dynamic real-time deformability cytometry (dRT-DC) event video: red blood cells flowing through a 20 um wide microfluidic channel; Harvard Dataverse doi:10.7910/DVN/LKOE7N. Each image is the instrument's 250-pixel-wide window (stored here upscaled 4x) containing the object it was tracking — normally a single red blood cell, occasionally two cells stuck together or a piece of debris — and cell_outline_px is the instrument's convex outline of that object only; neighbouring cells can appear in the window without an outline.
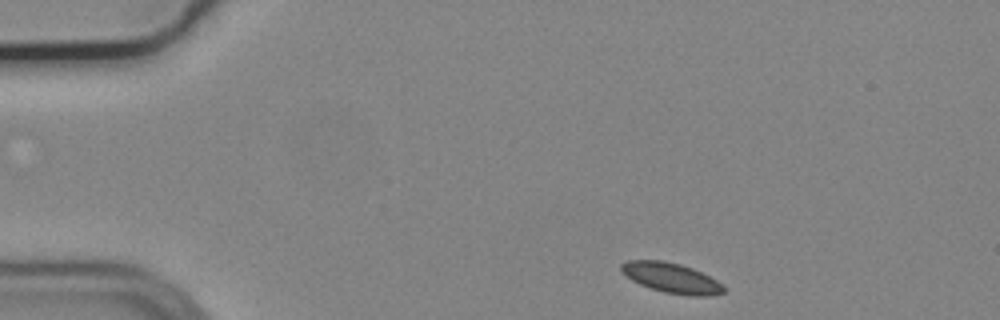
{"species": "common noctule bat (a hibernating species)", "species_latin": "Nyctalus noctula", "temperature_condition": "cold", "stored_images_in_passage": 48, "camera_frame_rate_fps": 3000, "um_per_image_px": 0.085, "animal": {"sex": "male", "body_mass_g": 19.2, "forearm_length_mm": 51.8}, "frame": {"image": 1, "passage_image": 1, "time_ms": 0.0, "image_size_px": [1000, 320], "cell_outline_px": [[728, 288], [724, 292], [708, 296], [688, 296], [664, 292], [640, 284], [632, 280], [620, 272], [620, 264], [628, 260], [664, 260], [680, 264], [692, 268], [716, 280]], "centroid_in_image_um": [57.06, 23.62], "position_along_channel_um": 27.9, "area_um2": 18.03}}
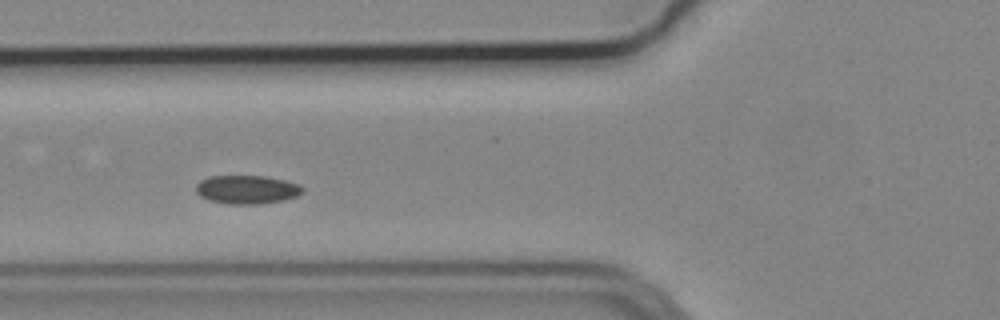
{"frame": {"image": 2, "passage_image": 13, "time_ms": 4.0, "image_size_px": [1000, 320], "cell_outline_px": [[304, 192], [296, 196], [284, 200], [260, 204], [228, 204], [208, 200], [200, 196], [196, 192], [196, 184], [200, 180], [208, 176], [264, 176], [284, 180], [300, 184], [304, 188]], "centroid_in_image_um": [20.98, 16.11], "position_along_channel_um": 104.8, "area_um2": 17.92}}
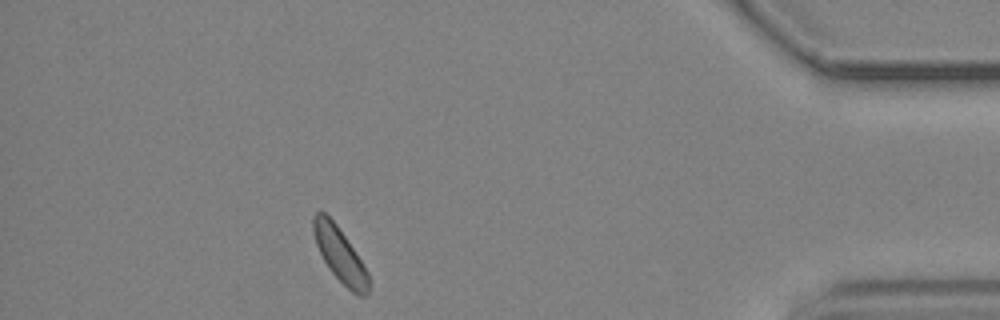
{"frame": {"image": 3, "passage_image": 42, "time_ms": 13.667, "image_size_px": [1000, 320], "cell_outline_px": [[368, 292], [364, 296], [360, 296], [352, 292], [328, 268], [316, 244], [312, 228], [312, 220], [316, 212], [324, 212], [336, 224], [368, 272]], "centroid_in_image_um": [28.86, 21.64], "position_along_channel_um": 406.3, "area_um2": 16.88}, "authors_computed_cell_mechanics": {"area_um2": 17.629, "velocity_mm_per_s": 3.6348, "shape_relaxation_time_tau1_ms": 0.7183, "shape_relaxation_time_tau2_ms": null, "deformation_change_tau1": 0.0421, "deformation_change_tau2": null}}